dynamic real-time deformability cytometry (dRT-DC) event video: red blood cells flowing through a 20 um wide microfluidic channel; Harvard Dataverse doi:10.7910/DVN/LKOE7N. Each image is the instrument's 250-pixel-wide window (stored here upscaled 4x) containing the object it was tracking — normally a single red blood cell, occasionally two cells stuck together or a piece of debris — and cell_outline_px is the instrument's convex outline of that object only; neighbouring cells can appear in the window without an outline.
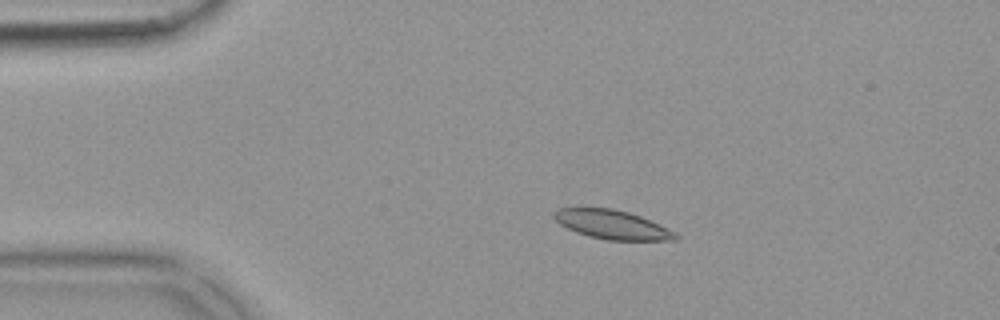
{"species": "common noctule bat (a hibernating species)", "species_latin": "Nyctalus noctula", "temperature_condition": "warm", "stored_images_in_passage": 55, "camera_frame_rate_fps": 3000, "um_per_image_px": 0.085, "animal": {"sex": "female", "body_mass_g": 18.4}, "frame": {"image": 1, "passage_image": 11, "time_ms": 3.333, "image_size_px": [1000, 320], "cell_outline_px": [[680, 240], [608, 240], [588, 236], [576, 232], [560, 224], [552, 216], [552, 212], [556, 208], [612, 208], [628, 212], [640, 216], [668, 228], [676, 232], [680, 236]], "centroid_in_image_um": [52.04, 19.09], "position_along_channel_um": 33.0, "area_um2": 20.58}}
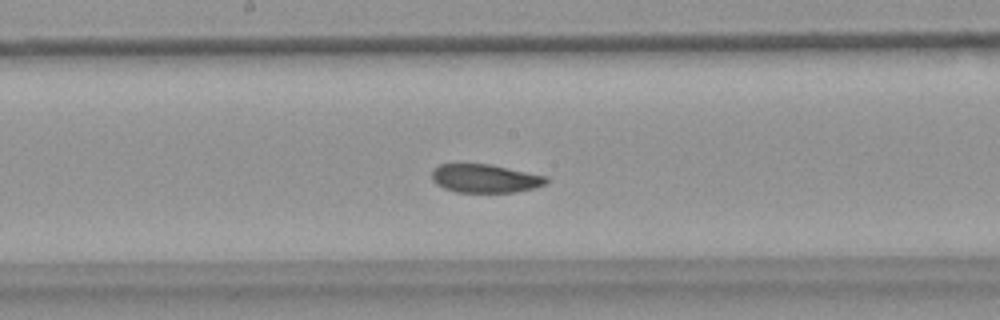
{"frame": {"image": 2, "passage_image": 29, "time_ms": 9.333, "image_size_px": [1000, 320], "cell_outline_px": [[548, 184], [536, 188], [516, 192], [456, 192], [444, 188], [436, 184], [432, 180], [432, 168], [440, 164], [488, 164], [548, 176]], "centroid_in_image_um": [41.25, 15.17], "position_along_channel_um": 207.0, "area_um2": 19.13}}
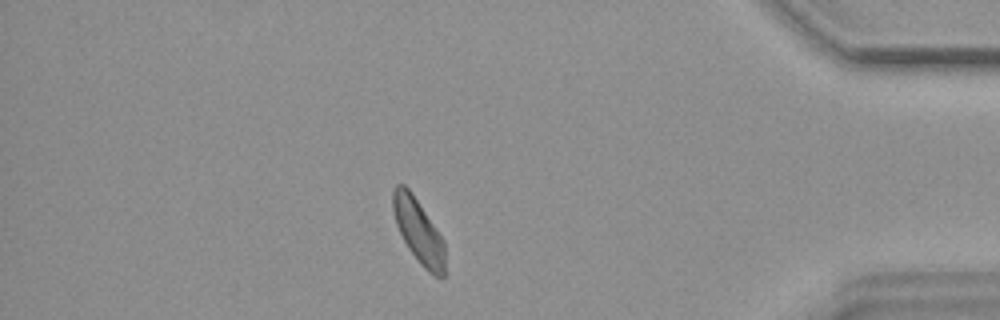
{"frame": {"image": 3, "passage_image": 48, "time_ms": 15.667, "image_size_px": [1000, 320], "cell_outline_px": [[444, 276], [432, 276], [424, 268], [408, 248], [396, 224], [392, 212], [392, 192], [396, 184], [404, 184], [412, 192], [444, 240]], "centroid_in_image_um": [35.55, 19.61], "position_along_channel_um": 399.7, "area_um2": 19.36}, "authors_computed_cell_mechanics": {"area_um2": 20.1722, "velocity_mm_per_s": 3.6438, "shape_relaxation_time_tau1_ms": 5.8674, "shape_relaxation_time_tau2_ms": 2.643, "deformation_change_tau1": 0.1109, "deformation_change_tau2": 0.075}}